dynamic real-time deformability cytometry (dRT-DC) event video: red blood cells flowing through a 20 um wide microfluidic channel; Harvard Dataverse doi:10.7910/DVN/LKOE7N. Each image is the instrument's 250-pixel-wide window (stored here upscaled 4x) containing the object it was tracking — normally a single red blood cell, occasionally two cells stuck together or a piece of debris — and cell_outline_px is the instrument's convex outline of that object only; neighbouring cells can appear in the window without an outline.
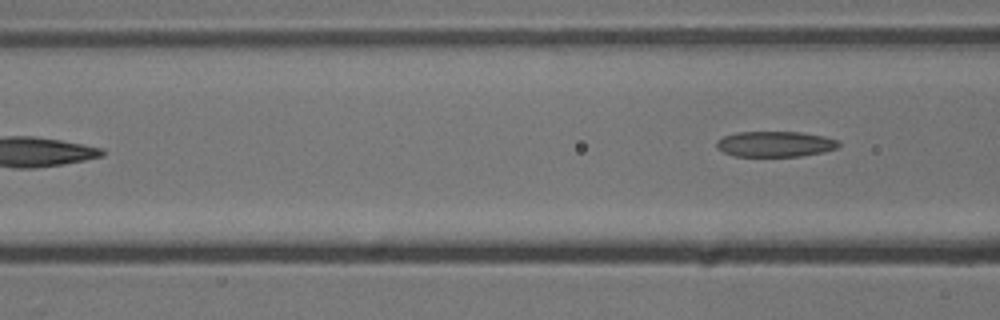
{"species": "common noctule bat (a hibernating species)", "species_latin": "Nyctalus noctula", "temperature_condition": "cold", "stored_images_in_passage": 6, "camera_frame_rate_fps": 3000, "um_per_image_px": 0.085, "animal": {"sex": "male", "body_mass_g": 13.3}, "frame": {"image": 1, "passage_image": 6, "time_ms": 6.0, "image_size_px": [1000, 320], "cell_outline_px": [[840, 144], [836, 148], [824, 152], [800, 156], [732, 156], [716, 148], [716, 140], [724, 136], [736, 132], [800, 132], [824, 136], [840, 140]], "centroid_in_image_um": [65.88, 12.24], "position_along_channel_um": 100.7, "area_um2": 18.32}}